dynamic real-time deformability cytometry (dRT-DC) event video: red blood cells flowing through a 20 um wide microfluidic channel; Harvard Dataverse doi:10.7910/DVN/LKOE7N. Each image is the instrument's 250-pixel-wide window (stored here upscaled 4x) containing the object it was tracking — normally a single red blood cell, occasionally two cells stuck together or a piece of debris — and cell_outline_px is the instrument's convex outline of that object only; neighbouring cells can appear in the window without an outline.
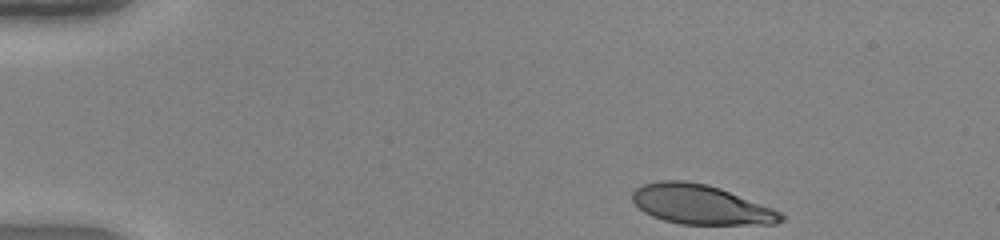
{"species": "human", "species_latin": "Homo sapiens", "temperature_condition": "warm", "stored_images_in_passage": 39, "camera_frame_rate_fps": 3000, "um_per_image_px": 0.085, "donor": {"sex": "female"}, "frame": {"image": 1, "passage_image": 1, "time_ms": 0.0, "image_size_px": [1000, 240], "cell_outline_px": [[784, 220], [776, 224], [680, 224], [664, 220], [652, 216], [644, 212], [632, 200], [632, 192], [636, 188], [644, 184], [660, 180], [684, 180], [708, 184], [720, 188], [772, 208], [780, 212], [784, 216]], "centroid_in_image_um": [59.56, 17.38], "position_along_channel_um": 25.4, "area_um2": 34.1}}
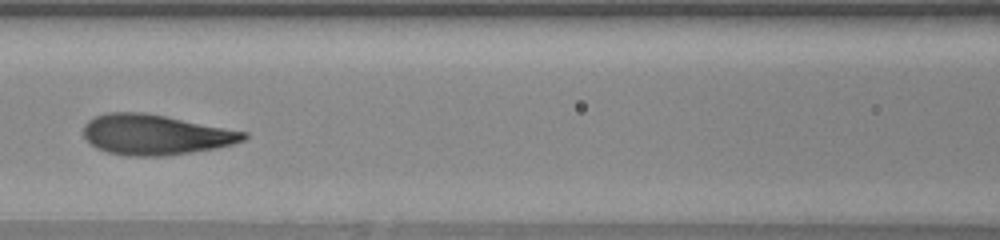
{"frame": {"image": 2, "passage_image": 17, "time_ms": 5.333, "image_size_px": [1000, 240], "cell_outline_px": [[248, 136], [244, 140], [232, 144], [216, 148], [192, 152], [164, 156], [128, 156], [108, 152], [96, 148], [84, 136], [84, 124], [88, 120], [104, 112], [144, 112], [248, 132]], "centroid_in_image_um": [13.2, 11.44], "position_along_channel_um": 153.4, "area_um2": 37.51}}
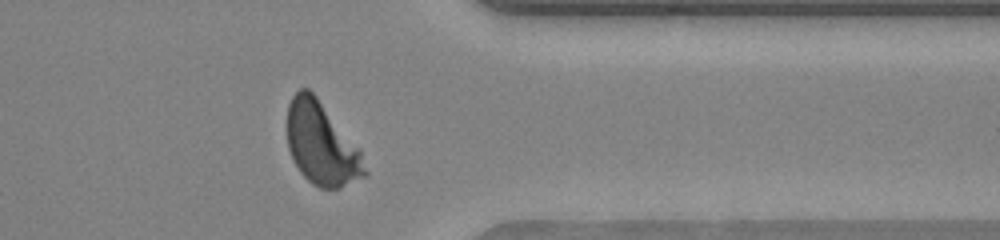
{"frame": {"image": 3, "passage_image": 34, "time_ms": 11.0, "image_size_px": [1000, 240], "cell_outline_px": [[368, 172], [364, 176], [340, 188], [320, 188], [312, 184], [300, 172], [292, 160], [288, 148], [288, 104], [292, 96], [300, 88], [308, 88], [316, 96], [360, 152]], "centroid_in_image_um": [27.29, 12.25], "position_along_channel_um": 384.1, "area_um2": 36.59}, "authors_computed_cell_mechanics": {"area_um2": 36.992, "velocity_mm_per_s": 4.1864, "shape_relaxation_time_tau1_ms": 2.5603, "shape_relaxation_time_tau2_ms": null, "deformation_change_tau1": 0.2019, "deformation_change_tau2": null}}